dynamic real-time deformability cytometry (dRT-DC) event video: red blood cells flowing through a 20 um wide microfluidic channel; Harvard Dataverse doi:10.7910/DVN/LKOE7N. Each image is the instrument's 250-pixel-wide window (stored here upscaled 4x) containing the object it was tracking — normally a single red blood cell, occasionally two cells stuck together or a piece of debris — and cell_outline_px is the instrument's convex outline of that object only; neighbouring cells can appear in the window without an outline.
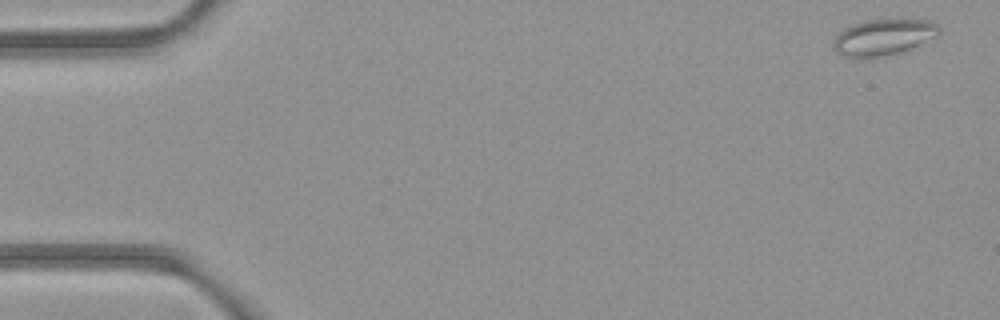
{"species": "common noctule bat (a hibernating species)", "species_latin": "Nyctalus noctula", "temperature_condition": "room temperature", "stored_images_in_passage": 6, "camera_frame_rate_fps": 3000, "um_per_image_px": 0.085, "animal": {"sex": "female", "body_mass_g": 21.9}, "frame": {"image": 1, "passage_image": 1, "time_ms": 0.0, "image_size_px": [1000, 320], "cell_outline_px": [[940, 32], [900, 52], [884, 56], [844, 56], [836, 52], [832, 48], [836, 36], [844, 28], [852, 24], [864, 20], [932, 20], [940, 28]], "centroid_in_image_um": [75.02, 3.13], "position_along_channel_um": 10.0, "area_um2": 21.44}}